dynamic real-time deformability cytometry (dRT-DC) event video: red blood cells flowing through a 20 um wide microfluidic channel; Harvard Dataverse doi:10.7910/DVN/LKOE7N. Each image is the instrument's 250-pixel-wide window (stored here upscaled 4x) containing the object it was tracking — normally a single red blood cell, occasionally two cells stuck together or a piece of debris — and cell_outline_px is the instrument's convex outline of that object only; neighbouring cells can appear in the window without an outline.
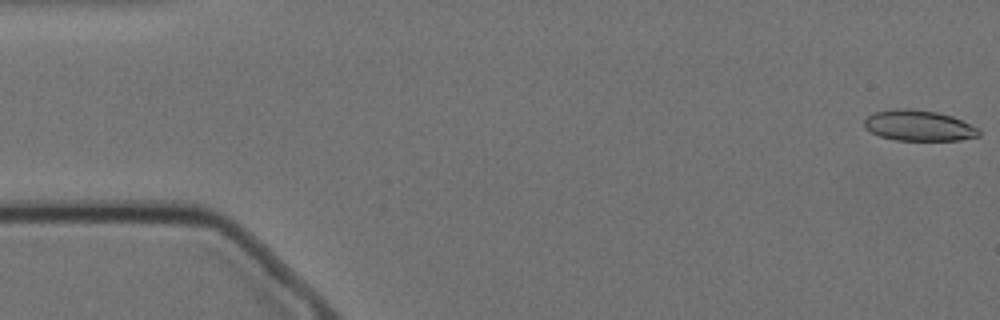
{"species": "Egyptian fruit bat (a non-hibernating species)", "species_latin": "Rousettus aegyptiacus", "temperature_condition": "cold", "stored_images_in_passage": 57, "camera_frame_rate_fps": 3000, "um_per_image_px": 0.085, "animal": {"sex": "female"}, "frame": {"image": 1, "passage_image": 1, "time_ms": 0.0, "image_size_px": [1000, 320], "cell_outline_px": [[980, 136], [960, 140], [896, 140], [880, 136], [864, 128], [864, 120], [872, 112], [896, 108], [912, 108], [936, 112], [952, 116], [980, 128]], "centroid_in_image_um": [78.09, 10.66], "position_along_channel_um": 6.9, "area_um2": 20.69}}
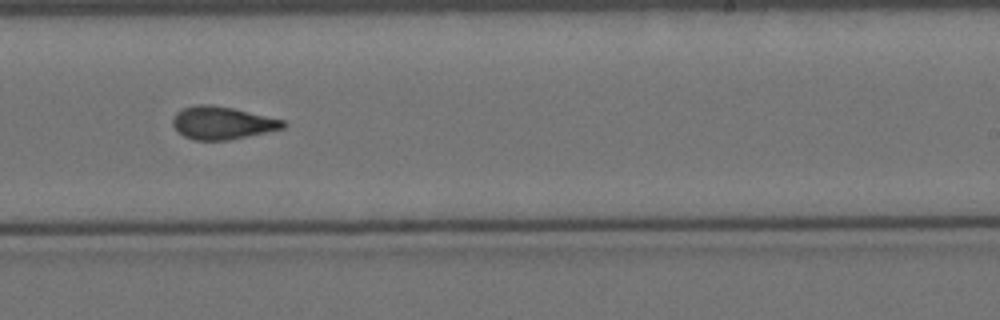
{"frame": {"image": 2, "passage_image": 34, "time_ms": 11.0, "image_size_px": [1000, 320], "cell_outline_px": [[288, 124], [284, 128], [248, 136], [228, 140], [192, 140], [176, 132], [172, 124], [172, 116], [176, 112], [184, 108], [196, 104], [208, 104], [232, 108], [284, 120]], "centroid_in_image_um": [18.84, 10.45], "position_along_channel_um": 270.2, "area_um2": 21.15}}
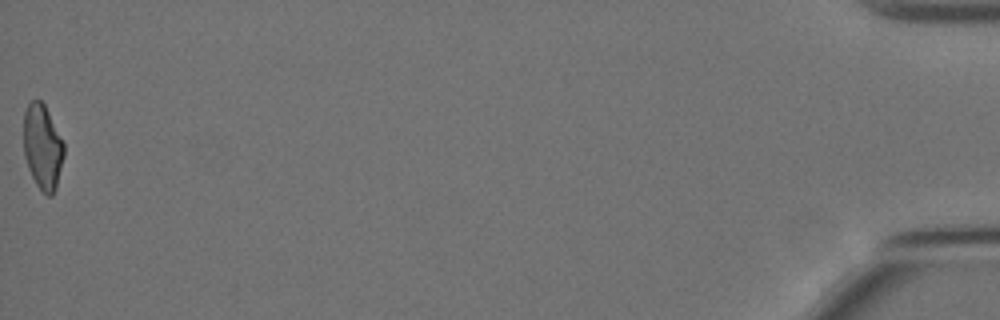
{"frame": {"image": 3, "passage_image": 57, "time_ms": 18.667, "image_size_px": [1000, 320], "cell_outline_px": [[64, 156], [56, 188], [52, 196], [48, 196], [36, 184], [28, 168], [24, 156], [24, 112], [28, 104], [32, 100], [40, 100], [44, 104], [64, 144]], "centroid_in_image_um": [3.61, 12.5], "position_along_channel_um": 431.6, "area_um2": 19.77}, "authors_computed_cell_mechanics": {"area_um2": 20.9236, "velocity_mm_per_s": 3.5025, "shape_relaxation_time_tau1_ms": null, "shape_relaxation_time_tau2_ms": 2.0853, "deformation_change_tau1": null, "deformation_change_tau2": 0.0996}}